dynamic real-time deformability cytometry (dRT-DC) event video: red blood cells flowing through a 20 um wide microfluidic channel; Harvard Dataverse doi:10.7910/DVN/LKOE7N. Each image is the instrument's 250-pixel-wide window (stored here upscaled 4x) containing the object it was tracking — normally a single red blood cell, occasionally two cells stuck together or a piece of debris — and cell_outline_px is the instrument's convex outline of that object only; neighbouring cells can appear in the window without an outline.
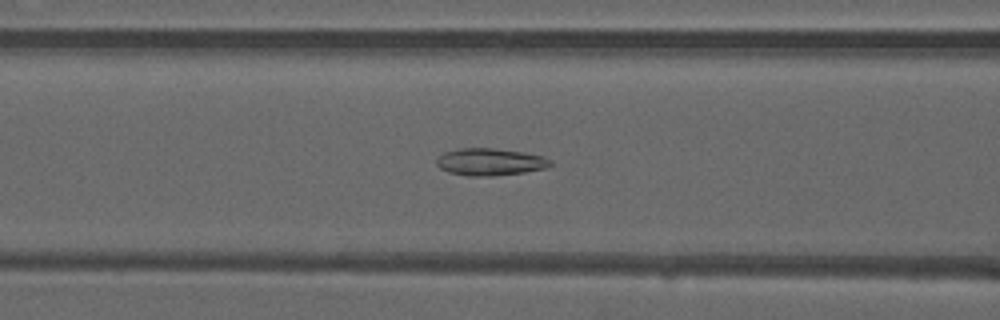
{"species": "common noctule bat (a hibernating species)", "species_latin": "Nyctalus noctula", "temperature_condition": "warm", "stored_images_in_passage": 40, "camera_frame_rate_fps": 3000, "um_per_image_px": 0.085, "animal": {"sex": "male", "forearm_length_mm": 52.5}, "frame": {"image": 1, "passage_image": 11, "time_ms": 3.333, "image_size_px": [1000, 320], "cell_outline_px": [[556, 164], [548, 168], [524, 172], [492, 176], [468, 176], [448, 172], [440, 168], [436, 164], [436, 160], [444, 152], [460, 148], [492, 148], [524, 152], [544, 156]], "centroid_in_image_um": [41.7, 13.76], "position_along_channel_um": 124.9, "area_um2": 18.21}}
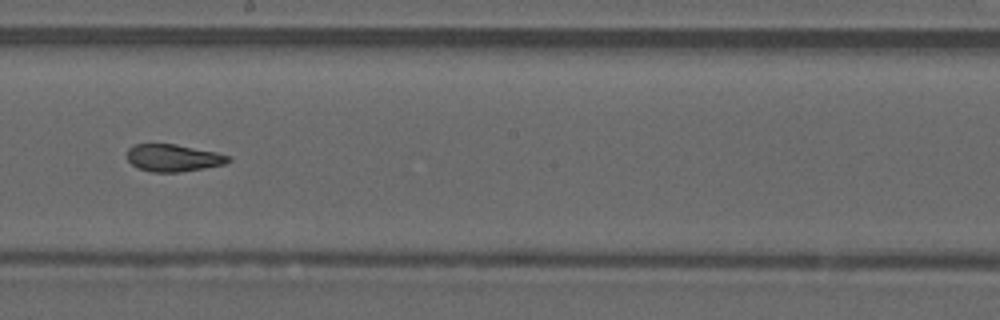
{"frame": {"image": 2, "passage_image": 19, "time_ms": 6.0, "image_size_px": [1000, 320], "cell_outline_px": [[232, 160], [224, 164], [204, 168], [180, 172], [152, 172], [140, 168], [132, 164], [128, 160], [128, 148], [136, 144], [176, 144], [216, 152], [232, 156]], "centroid_in_image_um": [14.77, 13.42], "position_along_channel_um": 233.4, "area_um2": 16.01}}
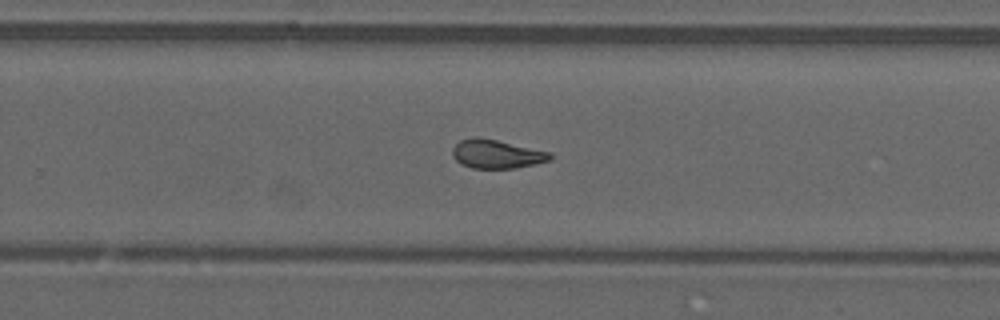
{"frame": {"image": 3, "passage_image": 23, "time_ms": 7.333, "image_size_px": [1000, 320], "cell_outline_px": [[552, 160], [536, 164], [512, 168], [472, 168], [460, 164], [452, 156], [452, 148], [460, 140], [476, 136], [496, 140], [552, 152]], "centroid_in_image_um": [42.21, 13.09], "position_along_channel_um": 287.6, "area_um2": 16.42}, "authors_computed_cell_mechanics": {"area_um2": 16.9354, "velocity_mm_per_s": 4.0857, "shape_relaxation_time_tau1_ms": null, "shape_relaxation_time_tau2_ms": 1.7502, "deformation_change_tau1": null, "deformation_change_tau2": 0.077}}